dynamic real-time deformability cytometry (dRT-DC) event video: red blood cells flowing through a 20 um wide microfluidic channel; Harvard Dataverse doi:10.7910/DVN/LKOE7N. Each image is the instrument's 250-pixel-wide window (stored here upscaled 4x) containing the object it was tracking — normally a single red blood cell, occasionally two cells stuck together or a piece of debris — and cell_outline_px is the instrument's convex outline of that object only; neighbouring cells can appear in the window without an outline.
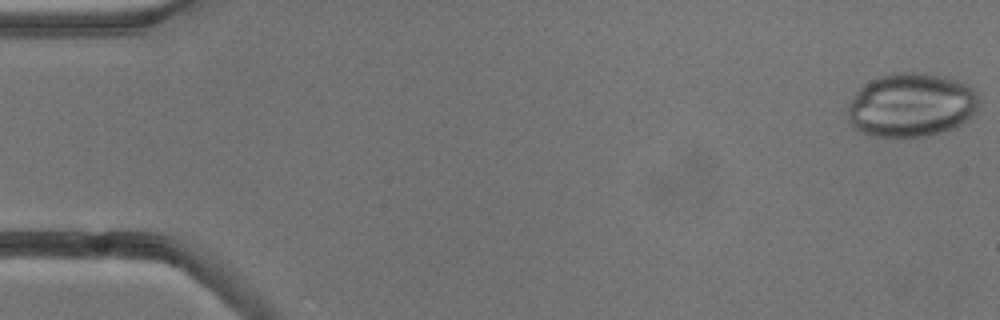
{"species": "common noctule bat (a hibernating species)", "species_latin": "Nyctalus noctula", "temperature_condition": "cold", "stored_images_in_passage": 7, "camera_frame_rate_fps": 3000, "um_per_image_px": 0.085, "animal": {"sex": "male", "body_mass_g": 13.3}, "frame": {"image": 1, "passage_image": 1, "time_ms": 0.0, "image_size_px": [1000, 320], "cell_outline_px": [[980, 108], [968, 120], [956, 128], [924, 136], [896, 140], [872, 136], [856, 128], [848, 120], [848, 104], [856, 92], [864, 84], [880, 76], [892, 72], [924, 72], [944, 76], [956, 80], [972, 88], [976, 92], [980, 100]], "centroid_in_image_um": [77.48, 8.95], "position_along_channel_um": 7.5, "area_um2": 49.82}}